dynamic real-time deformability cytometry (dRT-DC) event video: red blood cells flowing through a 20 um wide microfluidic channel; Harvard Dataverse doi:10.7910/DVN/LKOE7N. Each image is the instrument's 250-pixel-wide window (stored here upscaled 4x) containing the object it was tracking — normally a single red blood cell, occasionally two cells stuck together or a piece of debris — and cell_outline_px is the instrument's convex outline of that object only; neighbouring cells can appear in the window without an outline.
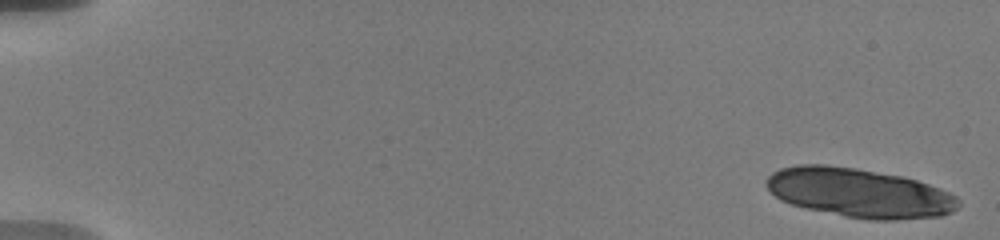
{"species": "human", "species_latin": "Homo sapiens", "temperature_condition": "warm", "stored_images_in_passage": 15, "camera_frame_rate_fps": 3000, "um_per_image_px": 0.085, "donor": {"sex": "male"}, "frame": {"image": 1, "passage_image": 1, "time_ms": 0.0, "image_size_px": [1000, 240], "cell_outline_px": [[960, 204], [952, 212], [940, 216], [896, 220], [872, 220], [844, 216], [808, 208], [792, 204], [780, 200], [764, 184], [764, 180], [772, 172], [780, 168], [796, 164], [828, 164], [856, 168], [904, 176], [940, 188], [956, 196], [960, 200]], "centroid_in_image_um": [73.03, 16.38], "position_along_channel_um": 12.0, "area_um2": 55.2}}